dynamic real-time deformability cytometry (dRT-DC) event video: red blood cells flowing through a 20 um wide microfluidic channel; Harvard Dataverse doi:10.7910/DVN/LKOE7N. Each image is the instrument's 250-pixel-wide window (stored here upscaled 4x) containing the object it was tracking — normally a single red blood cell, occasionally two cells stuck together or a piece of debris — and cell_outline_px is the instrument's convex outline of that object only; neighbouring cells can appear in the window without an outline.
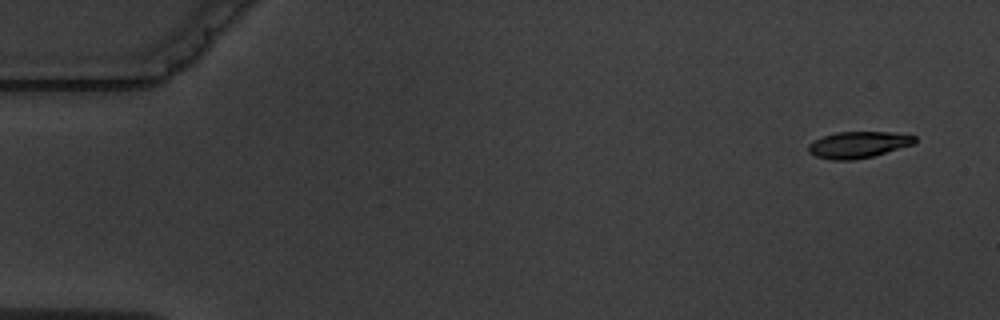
{"species": "common noctule bat (a hibernating species)", "species_latin": "Nyctalus noctula", "temperature_condition": "warm", "stored_images_in_passage": 6, "camera_frame_rate_fps": 3000, "um_per_image_px": 0.085, "animal": {"sex": "male", "body_mass_g": 19.5, "forearm_length_mm": 54.6}, "frame": {"image": 1, "passage_image": 1, "time_ms": 0.0, "image_size_px": [1000, 320], "cell_outline_px": [[916, 144], [872, 156], [852, 160], [832, 160], [816, 156], [808, 152], [808, 144], [824, 136], [836, 132], [892, 132], [916, 136]], "centroid_in_image_um": [72.98, 12.3], "position_along_channel_um": 12.0, "area_um2": 16.36}}